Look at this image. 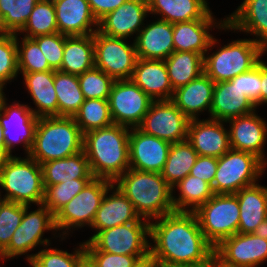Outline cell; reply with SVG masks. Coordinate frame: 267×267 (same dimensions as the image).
I'll use <instances>...</instances> for the list:
<instances>
[{
    "instance_id": "6da1fadb",
    "label": "cell",
    "mask_w": 267,
    "mask_h": 267,
    "mask_svg": "<svg viewBox=\"0 0 267 267\" xmlns=\"http://www.w3.org/2000/svg\"><path fill=\"white\" fill-rule=\"evenodd\" d=\"M150 238L152 265L202 267L215 249L194 212L173 211L150 221Z\"/></svg>"
},
{
    "instance_id": "7a4b0ae2",
    "label": "cell",
    "mask_w": 267,
    "mask_h": 267,
    "mask_svg": "<svg viewBox=\"0 0 267 267\" xmlns=\"http://www.w3.org/2000/svg\"><path fill=\"white\" fill-rule=\"evenodd\" d=\"M129 129L112 124L83 134V150L94 178L114 182L130 168Z\"/></svg>"
},
{
    "instance_id": "3957f363",
    "label": "cell",
    "mask_w": 267,
    "mask_h": 267,
    "mask_svg": "<svg viewBox=\"0 0 267 267\" xmlns=\"http://www.w3.org/2000/svg\"><path fill=\"white\" fill-rule=\"evenodd\" d=\"M113 184L130 200L140 218L151 221L175 211L172 187L161 173L129 168Z\"/></svg>"
},
{
    "instance_id": "277c9868",
    "label": "cell",
    "mask_w": 267,
    "mask_h": 267,
    "mask_svg": "<svg viewBox=\"0 0 267 267\" xmlns=\"http://www.w3.org/2000/svg\"><path fill=\"white\" fill-rule=\"evenodd\" d=\"M83 150V134L73 117H40L29 156L40 165Z\"/></svg>"
},
{
    "instance_id": "5b68a950",
    "label": "cell",
    "mask_w": 267,
    "mask_h": 267,
    "mask_svg": "<svg viewBox=\"0 0 267 267\" xmlns=\"http://www.w3.org/2000/svg\"><path fill=\"white\" fill-rule=\"evenodd\" d=\"M0 199L31 206L42 205L45 195L41 165L29 155L12 156L0 173Z\"/></svg>"
},
{
    "instance_id": "8992f818",
    "label": "cell",
    "mask_w": 267,
    "mask_h": 267,
    "mask_svg": "<svg viewBox=\"0 0 267 267\" xmlns=\"http://www.w3.org/2000/svg\"><path fill=\"white\" fill-rule=\"evenodd\" d=\"M267 50L253 39H237L211 55H204V73L215 83L229 81L252 70ZM209 54V55H207Z\"/></svg>"
},
{
    "instance_id": "52a82bcc",
    "label": "cell",
    "mask_w": 267,
    "mask_h": 267,
    "mask_svg": "<svg viewBox=\"0 0 267 267\" xmlns=\"http://www.w3.org/2000/svg\"><path fill=\"white\" fill-rule=\"evenodd\" d=\"M266 167L256 155L230 148L218 158L212 191L214 194H235L242 188L257 183Z\"/></svg>"
},
{
    "instance_id": "ba28073f",
    "label": "cell",
    "mask_w": 267,
    "mask_h": 267,
    "mask_svg": "<svg viewBox=\"0 0 267 267\" xmlns=\"http://www.w3.org/2000/svg\"><path fill=\"white\" fill-rule=\"evenodd\" d=\"M150 221H135L99 231L84 243L85 251L150 256Z\"/></svg>"
},
{
    "instance_id": "9c48e42d",
    "label": "cell",
    "mask_w": 267,
    "mask_h": 267,
    "mask_svg": "<svg viewBox=\"0 0 267 267\" xmlns=\"http://www.w3.org/2000/svg\"><path fill=\"white\" fill-rule=\"evenodd\" d=\"M194 213L205 238L214 247L238 233L240 207L236 194H214Z\"/></svg>"
},
{
    "instance_id": "30bf717a",
    "label": "cell",
    "mask_w": 267,
    "mask_h": 267,
    "mask_svg": "<svg viewBox=\"0 0 267 267\" xmlns=\"http://www.w3.org/2000/svg\"><path fill=\"white\" fill-rule=\"evenodd\" d=\"M113 185L104 178H93L75 197L54 215V224L62 240L69 235L71 229L90 226L93 223L101 201ZM69 230V231H68Z\"/></svg>"
},
{
    "instance_id": "8fae6325",
    "label": "cell",
    "mask_w": 267,
    "mask_h": 267,
    "mask_svg": "<svg viewBox=\"0 0 267 267\" xmlns=\"http://www.w3.org/2000/svg\"><path fill=\"white\" fill-rule=\"evenodd\" d=\"M40 206V207H39ZM30 206L24 204V214L19 227L15 230L9 245L0 253V259H12L25 255L38 245L50 246V239H42L45 231H56L54 215L43 204L38 209L30 211Z\"/></svg>"
},
{
    "instance_id": "7c38bea8",
    "label": "cell",
    "mask_w": 267,
    "mask_h": 267,
    "mask_svg": "<svg viewBox=\"0 0 267 267\" xmlns=\"http://www.w3.org/2000/svg\"><path fill=\"white\" fill-rule=\"evenodd\" d=\"M95 67L114 80L131 79L138 56L135 42L127 44L126 39L94 33Z\"/></svg>"
},
{
    "instance_id": "4fadbf2b",
    "label": "cell",
    "mask_w": 267,
    "mask_h": 267,
    "mask_svg": "<svg viewBox=\"0 0 267 267\" xmlns=\"http://www.w3.org/2000/svg\"><path fill=\"white\" fill-rule=\"evenodd\" d=\"M153 101L131 79L115 80L108 97L113 123L137 128Z\"/></svg>"
},
{
    "instance_id": "5bb4252c",
    "label": "cell",
    "mask_w": 267,
    "mask_h": 267,
    "mask_svg": "<svg viewBox=\"0 0 267 267\" xmlns=\"http://www.w3.org/2000/svg\"><path fill=\"white\" fill-rule=\"evenodd\" d=\"M189 121L171 100H159L151 103L138 128L172 144L187 140Z\"/></svg>"
},
{
    "instance_id": "9a60e30c",
    "label": "cell",
    "mask_w": 267,
    "mask_h": 267,
    "mask_svg": "<svg viewBox=\"0 0 267 267\" xmlns=\"http://www.w3.org/2000/svg\"><path fill=\"white\" fill-rule=\"evenodd\" d=\"M13 103L8 105L5 100L0 112V124L3 127L6 149L12 154V149L17 144H22L26 154L29 155L34 144L38 118L33 114L30 106L16 101Z\"/></svg>"
},
{
    "instance_id": "2e32d148",
    "label": "cell",
    "mask_w": 267,
    "mask_h": 267,
    "mask_svg": "<svg viewBox=\"0 0 267 267\" xmlns=\"http://www.w3.org/2000/svg\"><path fill=\"white\" fill-rule=\"evenodd\" d=\"M129 157L130 168L144 172L161 173L171 143L142 132L138 127L130 128Z\"/></svg>"
},
{
    "instance_id": "e0dca14e",
    "label": "cell",
    "mask_w": 267,
    "mask_h": 267,
    "mask_svg": "<svg viewBox=\"0 0 267 267\" xmlns=\"http://www.w3.org/2000/svg\"><path fill=\"white\" fill-rule=\"evenodd\" d=\"M214 252L236 267H258L267 260V240L253 233H236L223 239Z\"/></svg>"
},
{
    "instance_id": "ac0fdd59",
    "label": "cell",
    "mask_w": 267,
    "mask_h": 267,
    "mask_svg": "<svg viewBox=\"0 0 267 267\" xmlns=\"http://www.w3.org/2000/svg\"><path fill=\"white\" fill-rule=\"evenodd\" d=\"M149 13L148 0H127L98 21V31L117 38L128 39L143 28ZM143 25V26H142Z\"/></svg>"
},
{
    "instance_id": "d6986e66",
    "label": "cell",
    "mask_w": 267,
    "mask_h": 267,
    "mask_svg": "<svg viewBox=\"0 0 267 267\" xmlns=\"http://www.w3.org/2000/svg\"><path fill=\"white\" fill-rule=\"evenodd\" d=\"M229 141L231 149L249 152L259 157L266 165L264 144L267 138V123L254 111L251 114L230 119Z\"/></svg>"
},
{
    "instance_id": "ffe728a7",
    "label": "cell",
    "mask_w": 267,
    "mask_h": 267,
    "mask_svg": "<svg viewBox=\"0 0 267 267\" xmlns=\"http://www.w3.org/2000/svg\"><path fill=\"white\" fill-rule=\"evenodd\" d=\"M226 122L211 119H191L188 123L187 140L199 156L219 158L231 147Z\"/></svg>"
},
{
    "instance_id": "44dd1931",
    "label": "cell",
    "mask_w": 267,
    "mask_h": 267,
    "mask_svg": "<svg viewBox=\"0 0 267 267\" xmlns=\"http://www.w3.org/2000/svg\"><path fill=\"white\" fill-rule=\"evenodd\" d=\"M199 19L188 22H177L173 24V43L175 51L194 52L203 57L208 50L218 44L212 34L211 28L224 29L226 19Z\"/></svg>"
},
{
    "instance_id": "7402d4cb",
    "label": "cell",
    "mask_w": 267,
    "mask_h": 267,
    "mask_svg": "<svg viewBox=\"0 0 267 267\" xmlns=\"http://www.w3.org/2000/svg\"><path fill=\"white\" fill-rule=\"evenodd\" d=\"M254 111H256L255 105L238 85V76L229 81L214 84L211 119L227 122Z\"/></svg>"
},
{
    "instance_id": "603a6c76",
    "label": "cell",
    "mask_w": 267,
    "mask_h": 267,
    "mask_svg": "<svg viewBox=\"0 0 267 267\" xmlns=\"http://www.w3.org/2000/svg\"><path fill=\"white\" fill-rule=\"evenodd\" d=\"M52 1L59 33L66 36H82L94 34L98 30V21L87 0Z\"/></svg>"
},
{
    "instance_id": "cb8c5ba5",
    "label": "cell",
    "mask_w": 267,
    "mask_h": 267,
    "mask_svg": "<svg viewBox=\"0 0 267 267\" xmlns=\"http://www.w3.org/2000/svg\"><path fill=\"white\" fill-rule=\"evenodd\" d=\"M113 190L110 193L109 191ZM135 221H148L140 218L130 200L113 184L104 195L98 208L91 228L96 230L94 237L99 231L113 228L118 225L132 223Z\"/></svg>"
},
{
    "instance_id": "d4e9b609",
    "label": "cell",
    "mask_w": 267,
    "mask_h": 267,
    "mask_svg": "<svg viewBox=\"0 0 267 267\" xmlns=\"http://www.w3.org/2000/svg\"><path fill=\"white\" fill-rule=\"evenodd\" d=\"M226 17L224 30H234L256 36L253 40L267 50V0H244Z\"/></svg>"
},
{
    "instance_id": "484cf974",
    "label": "cell",
    "mask_w": 267,
    "mask_h": 267,
    "mask_svg": "<svg viewBox=\"0 0 267 267\" xmlns=\"http://www.w3.org/2000/svg\"><path fill=\"white\" fill-rule=\"evenodd\" d=\"M138 58L165 60L175 50L173 43V24L158 19L151 22L134 39Z\"/></svg>"
},
{
    "instance_id": "4316f807",
    "label": "cell",
    "mask_w": 267,
    "mask_h": 267,
    "mask_svg": "<svg viewBox=\"0 0 267 267\" xmlns=\"http://www.w3.org/2000/svg\"><path fill=\"white\" fill-rule=\"evenodd\" d=\"M131 80L152 100H171L173 88L164 60L138 58Z\"/></svg>"
},
{
    "instance_id": "83f0119b",
    "label": "cell",
    "mask_w": 267,
    "mask_h": 267,
    "mask_svg": "<svg viewBox=\"0 0 267 267\" xmlns=\"http://www.w3.org/2000/svg\"><path fill=\"white\" fill-rule=\"evenodd\" d=\"M215 82L202 73L198 78L174 90L171 101L191 120L199 113H210Z\"/></svg>"
},
{
    "instance_id": "f1b7e54d",
    "label": "cell",
    "mask_w": 267,
    "mask_h": 267,
    "mask_svg": "<svg viewBox=\"0 0 267 267\" xmlns=\"http://www.w3.org/2000/svg\"><path fill=\"white\" fill-rule=\"evenodd\" d=\"M206 0H148L150 15L169 23L215 19Z\"/></svg>"
},
{
    "instance_id": "f546056e",
    "label": "cell",
    "mask_w": 267,
    "mask_h": 267,
    "mask_svg": "<svg viewBox=\"0 0 267 267\" xmlns=\"http://www.w3.org/2000/svg\"><path fill=\"white\" fill-rule=\"evenodd\" d=\"M24 85L37 109L30 108L37 117L58 116V100L54 88V70L21 73Z\"/></svg>"
},
{
    "instance_id": "4dcf8cb0",
    "label": "cell",
    "mask_w": 267,
    "mask_h": 267,
    "mask_svg": "<svg viewBox=\"0 0 267 267\" xmlns=\"http://www.w3.org/2000/svg\"><path fill=\"white\" fill-rule=\"evenodd\" d=\"M235 194L240 207L238 233L251 234L267 218V187L255 183Z\"/></svg>"
},
{
    "instance_id": "1f68e13d",
    "label": "cell",
    "mask_w": 267,
    "mask_h": 267,
    "mask_svg": "<svg viewBox=\"0 0 267 267\" xmlns=\"http://www.w3.org/2000/svg\"><path fill=\"white\" fill-rule=\"evenodd\" d=\"M44 185H56L78 178H94L84 150L66 158L41 164Z\"/></svg>"
},
{
    "instance_id": "d6a6232c",
    "label": "cell",
    "mask_w": 267,
    "mask_h": 267,
    "mask_svg": "<svg viewBox=\"0 0 267 267\" xmlns=\"http://www.w3.org/2000/svg\"><path fill=\"white\" fill-rule=\"evenodd\" d=\"M94 67V34L67 36L59 71L80 75Z\"/></svg>"
},
{
    "instance_id": "836d02e7",
    "label": "cell",
    "mask_w": 267,
    "mask_h": 267,
    "mask_svg": "<svg viewBox=\"0 0 267 267\" xmlns=\"http://www.w3.org/2000/svg\"><path fill=\"white\" fill-rule=\"evenodd\" d=\"M164 61L173 90L204 73V57L198 53L174 51Z\"/></svg>"
},
{
    "instance_id": "e575fe53",
    "label": "cell",
    "mask_w": 267,
    "mask_h": 267,
    "mask_svg": "<svg viewBox=\"0 0 267 267\" xmlns=\"http://www.w3.org/2000/svg\"><path fill=\"white\" fill-rule=\"evenodd\" d=\"M198 156L188 140L172 143L161 176L173 188L190 174Z\"/></svg>"
},
{
    "instance_id": "d590c367",
    "label": "cell",
    "mask_w": 267,
    "mask_h": 267,
    "mask_svg": "<svg viewBox=\"0 0 267 267\" xmlns=\"http://www.w3.org/2000/svg\"><path fill=\"white\" fill-rule=\"evenodd\" d=\"M175 187L180 192L178 198L172 195L175 211L194 212L214 195L209 183L190 174L173 186L172 193Z\"/></svg>"
},
{
    "instance_id": "8d00e7d4",
    "label": "cell",
    "mask_w": 267,
    "mask_h": 267,
    "mask_svg": "<svg viewBox=\"0 0 267 267\" xmlns=\"http://www.w3.org/2000/svg\"><path fill=\"white\" fill-rule=\"evenodd\" d=\"M54 88L58 100V116L73 117L85 100L78 75L54 70Z\"/></svg>"
},
{
    "instance_id": "74e56055",
    "label": "cell",
    "mask_w": 267,
    "mask_h": 267,
    "mask_svg": "<svg viewBox=\"0 0 267 267\" xmlns=\"http://www.w3.org/2000/svg\"><path fill=\"white\" fill-rule=\"evenodd\" d=\"M73 118L82 134L114 124L108 99H85Z\"/></svg>"
},
{
    "instance_id": "f35d334b",
    "label": "cell",
    "mask_w": 267,
    "mask_h": 267,
    "mask_svg": "<svg viewBox=\"0 0 267 267\" xmlns=\"http://www.w3.org/2000/svg\"><path fill=\"white\" fill-rule=\"evenodd\" d=\"M39 0H0V32L20 34Z\"/></svg>"
},
{
    "instance_id": "ab89813d",
    "label": "cell",
    "mask_w": 267,
    "mask_h": 267,
    "mask_svg": "<svg viewBox=\"0 0 267 267\" xmlns=\"http://www.w3.org/2000/svg\"><path fill=\"white\" fill-rule=\"evenodd\" d=\"M57 32L56 11L53 1L39 0L20 33H23L24 37L34 38Z\"/></svg>"
},
{
    "instance_id": "60d3db41",
    "label": "cell",
    "mask_w": 267,
    "mask_h": 267,
    "mask_svg": "<svg viewBox=\"0 0 267 267\" xmlns=\"http://www.w3.org/2000/svg\"><path fill=\"white\" fill-rule=\"evenodd\" d=\"M85 255L84 243H81L73 254L51 247L27 255L26 259L31 267H77Z\"/></svg>"
},
{
    "instance_id": "b9f144b4",
    "label": "cell",
    "mask_w": 267,
    "mask_h": 267,
    "mask_svg": "<svg viewBox=\"0 0 267 267\" xmlns=\"http://www.w3.org/2000/svg\"><path fill=\"white\" fill-rule=\"evenodd\" d=\"M93 178H78L56 185H44L43 205L55 215L73 197H75Z\"/></svg>"
},
{
    "instance_id": "7bdbcfd3",
    "label": "cell",
    "mask_w": 267,
    "mask_h": 267,
    "mask_svg": "<svg viewBox=\"0 0 267 267\" xmlns=\"http://www.w3.org/2000/svg\"><path fill=\"white\" fill-rule=\"evenodd\" d=\"M17 36V59L20 73H32L53 70L43 55L38 43L33 38ZM20 44V45H19Z\"/></svg>"
},
{
    "instance_id": "ee69618b",
    "label": "cell",
    "mask_w": 267,
    "mask_h": 267,
    "mask_svg": "<svg viewBox=\"0 0 267 267\" xmlns=\"http://www.w3.org/2000/svg\"><path fill=\"white\" fill-rule=\"evenodd\" d=\"M85 99H108L113 82L111 76L96 67L78 75Z\"/></svg>"
},
{
    "instance_id": "f6af8a7d",
    "label": "cell",
    "mask_w": 267,
    "mask_h": 267,
    "mask_svg": "<svg viewBox=\"0 0 267 267\" xmlns=\"http://www.w3.org/2000/svg\"><path fill=\"white\" fill-rule=\"evenodd\" d=\"M17 35L0 32V84L18 76Z\"/></svg>"
},
{
    "instance_id": "bcb514c9",
    "label": "cell",
    "mask_w": 267,
    "mask_h": 267,
    "mask_svg": "<svg viewBox=\"0 0 267 267\" xmlns=\"http://www.w3.org/2000/svg\"><path fill=\"white\" fill-rule=\"evenodd\" d=\"M24 214V204L0 199V253L9 245Z\"/></svg>"
},
{
    "instance_id": "7dc6e473",
    "label": "cell",
    "mask_w": 267,
    "mask_h": 267,
    "mask_svg": "<svg viewBox=\"0 0 267 267\" xmlns=\"http://www.w3.org/2000/svg\"><path fill=\"white\" fill-rule=\"evenodd\" d=\"M66 37V35L57 32L33 38L38 43L49 66L55 71L61 69Z\"/></svg>"
},
{
    "instance_id": "c3c4849f",
    "label": "cell",
    "mask_w": 267,
    "mask_h": 267,
    "mask_svg": "<svg viewBox=\"0 0 267 267\" xmlns=\"http://www.w3.org/2000/svg\"><path fill=\"white\" fill-rule=\"evenodd\" d=\"M96 267H138L142 262H150V256L112 254L103 251H85Z\"/></svg>"
},
{
    "instance_id": "681fc988",
    "label": "cell",
    "mask_w": 267,
    "mask_h": 267,
    "mask_svg": "<svg viewBox=\"0 0 267 267\" xmlns=\"http://www.w3.org/2000/svg\"><path fill=\"white\" fill-rule=\"evenodd\" d=\"M238 85L256 108L261 105V60L252 70L238 75Z\"/></svg>"
},
{
    "instance_id": "f907efd6",
    "label": "cell",
    "mask_w": 267,
    "mask_h": 267,
    "mask_svg": "<svg viewBox=\"0 0 267 267\" xmlns=\"http://www.w3.org/2000/svg\"><path fill=\"white\" fill-rule=\"evenodd\" d=\"M218 158L209 156H198L194 166L191 168L190 175L199 177L211 186L217 171Z\"/></svg>"
},
{
    "instance_id": "816d5d0a",
    "label": "cell",
    "mask_w": 267,
    "mask_h": 267,
    "mask_svg": "<svg viewBox=\"0 0 267 267\" xmlns=\"http://www.w3.org/2000/svg\"><path fill=\"white\" fill-rule=\"evenodd\" d=\"M94 17L99 21L108 13L120 7L127 0H87Z\"/></svg>"
},
{
    "instance_id": "f5cc1de1",
    "label": "cell",
    "mask_w": 267,
    "mask_h": 267,
    "mask_svg": "<svg viewBox=\"0 0 267 267\" xmlns=\"http://www.w3.org/2000/svg\"><path fill=\"white\" fill-rule=\"evenodd\" d=\"M267 103V63L261 60V105Z\"/></svg>"
},
{
    "instance_id": "db71d44e",
    "label": "cell",
    "mask_w": 267,
    "mask_h": 267,
    "mask_svg": "<svg viewBox=\"0 0 267 267\" xmlns=\"http://www.w3.org/2000/svg\"><path fill=\"white\" fill-rule=\"evenodd\" d=\"M202 267H236V266L225 262L220 256H218L214 252Z\"/></svg>"
},
{
    "instance_id": "11a10c76",
    "label": "cell",
    "mask_w": 267,
    "mask_h": 267,
    "mask_svg": "<svg viewBox=\"0 0 267 267\" xmlns=\"http://www.w3.org/2000/svg\"><path fill=\"white\" fill-rule=\"evenodd\" d=\"M12 156L6 147H0V173Z\"/></svg>"
},
{
    "instance_id": "9f6ffc18",
    "label": "cell",
    "mask_w": 267,
    "mask_h": 267,
    "mask_svg": "<svg viewBox=\"0 0 267 267\" xmlns=\"http://www.w3.org/2000/svg\"><path fill=\"white\" fill-rule=\"evenodd\" d=\"M253 234L267 240V218L257 226Z\"/></svg>"
},
{
    "instance_id": "6f0895ef",
    "label": "cell",
    "mask_w": 267,
    "mask_h": 267,
    "mask_svg": "<svg viewBox=\"0 0 267 267\" xmlns=\"http://www.w3.org/2000/svg\"><path fill=\"white\" fill-rule=\"evenodd\" d=\"M77 267H96L93 261L85 255L78 263Z\"/></svg>"
},
{
    "instance_id": "680465c9",
    "label": "cell",
    "mask_w": 267,
    "mask_h": 267,
    "mask_svg": "<svg viewBox=\"0 0 267 267\" xmlns=\"http://www.w3.org/2000/svg\"><path fill=\"white\" fill-rule=\"evenodd\" d=\"M4 86L5 85L0 84V112L2 111V107H3L4 101L7 100L6 96L4 94L5 92H3V89L5 88Z\"/></svg>"
},
{
    "instance_id": "91938a15",
    "label": "cell",
    "mask_w": 267,
    "mask_h": 267,
    "mask_svg": "<svg viewBox=\"0 0 267 267\" xmlns=\"http://www.w3.org/2000/svg\"><path fill=\"white\" fill-rule=\"evenodd\" d=\"M0 147H6L5 138L3 136V127L0 124Z\"/></svg>"
},
{
    "instance_id": "94428289",
    "label": "cell",
    "mask_w": 267,
    "mask_h": 267,
    "mask_svg": "<svg viewBox=\"0 0 267 267\" xmlns=\"http://www.w3.org/2000/svg\"><path fill=\"white\" fill-rule=\"evenodd\" d=\"M138 267H152L150 262H142Z\"/></svg>"
},
{
    "instance_id": "6125c7cd",
    "label": "cell",
    "mask_w": 267,
    "mask_h": 267,
    "mask_svg": "<svg viewBox=\"0 0 267 267\" xmlns=\"http://www.w3.org/2000/svg\"><path fill=\"white\" fill-rule=\"evenodd\" d=\"M152 267H189V266H163V265H152Z\"/></svg>"
}]
</instances>
